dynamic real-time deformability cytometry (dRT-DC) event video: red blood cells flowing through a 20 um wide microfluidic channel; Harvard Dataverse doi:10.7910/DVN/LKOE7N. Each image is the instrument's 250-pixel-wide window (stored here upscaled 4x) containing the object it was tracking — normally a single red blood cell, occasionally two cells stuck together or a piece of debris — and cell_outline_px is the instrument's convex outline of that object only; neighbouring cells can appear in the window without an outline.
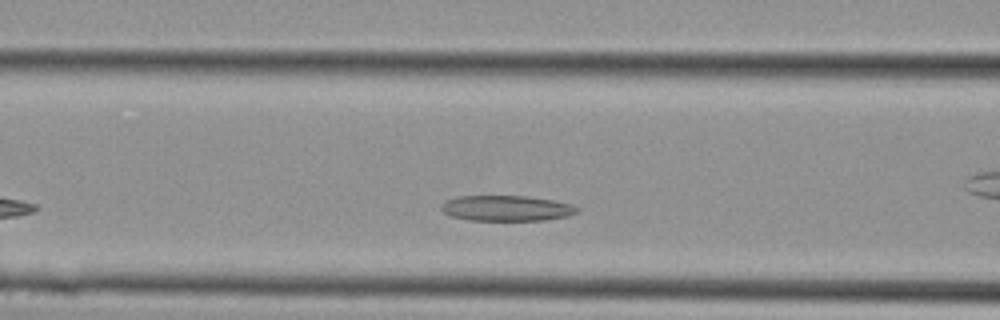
{"species": "Egyptian fruit bat (a non-hibernating species)", "species_latin": "Rousettus aegyptiacus", "temperature_condition": "cold", "stored_images_in_passage": 14, "camera_frame_rate_fps": 3000, "um_per_image_px": 0.085, "animal": {"sex": "female"}, "frame": {"image": 1, "passage_image": 5, "time_ms": 1.333, "image_size_px": [1000, 320], "cell_outline_px": [[580, 212], [568, 216], [544, 220], [468, 220], [448, 216], [440, 208], [440, 204], [444, 200], [456, 196], [528, 196], [552, 200], [572, 204], [580, 208]], "centroid_in_image_um": [43.03, 17.7], "position_along_channel_um": 123.6, "area_um2": 20.52}}
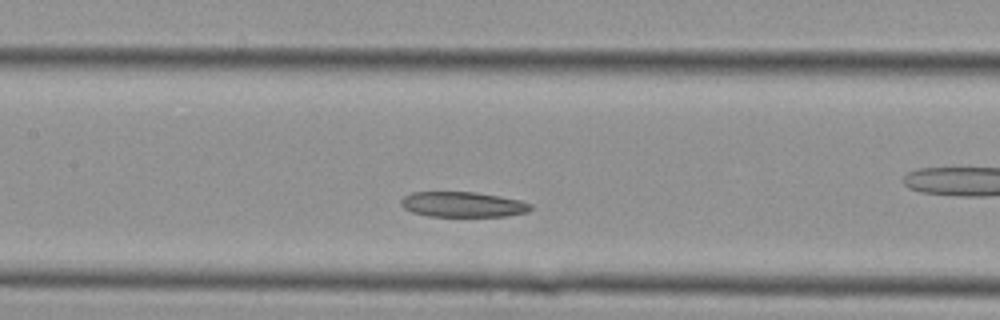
{"frame": {"image": 2, "passage_image": 7, "time_ms": 2.0, "image_size_px": [1000, 320], "cell_outline_px": [[532, 208], [528, 212], [508, 216], [428, 216], [412, 212], [404, 208], [400, 204], [400, 200], [404, 196], [412, 192], [476, 192], [520, 200], [532, 204]], "centroid_in_image_um": [39.34, 17.38], "position_along_channel_um": 168.1, "area_um2": 19.13}}